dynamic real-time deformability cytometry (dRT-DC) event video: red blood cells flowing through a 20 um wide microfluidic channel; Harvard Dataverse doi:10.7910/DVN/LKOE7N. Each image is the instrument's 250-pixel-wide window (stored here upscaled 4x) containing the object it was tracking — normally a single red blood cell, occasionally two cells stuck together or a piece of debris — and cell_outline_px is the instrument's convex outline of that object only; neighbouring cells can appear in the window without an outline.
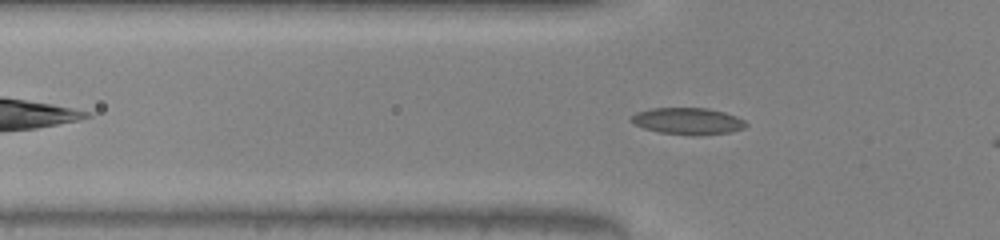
{"species": "common noctule bat (a hibernating species)", "species_latin": "Nyctalus noctula", "temperature_condition": "warm", "stored_images_in_passage": 36, "camera_frame_rate_fps": 3000, "um_per_image_px": 0.085, "animal": {"sex": "male", "body_mass_g": 20.0, "forearm_length_mm": 53.3}, "frame": {"image": 1, "passage_image": 9, "time_ms": 2.667, "image_size_px": [1000, 240], "cell_outline_px": [[748, 124], [744, 128], [732, 132], [696, 136], [692, 136], [660, 132], [644, 128], [628, 120], [636, 112], [652, 108], [708, 108], [724, 112], [736, 116], [744, 120]], "centroid_in_image_um": [58.49, 10.3], "position_along_channel_um": 67.3, "area_um2": 17.98}}
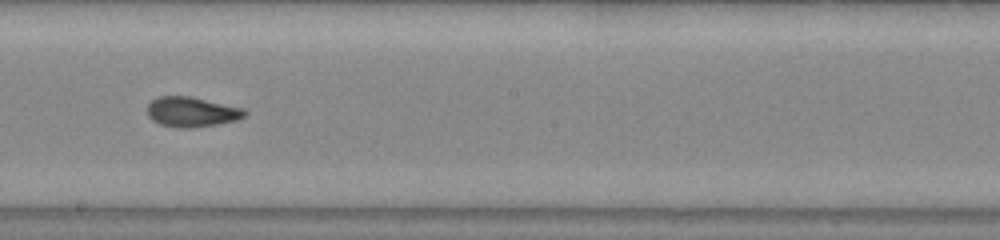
{"frame": {"image": 2, "passage_image": 21, "time_ms": 6.667, "image_size_px": [1000, 240], "cell_outline_px": [[248, 112], [244, 116], [236, 120], [216, 124], [192, 128], [180, 128], [160, 124], [152, 120], [148, 116], [148, 104], [156, 96], [192, 96], [244, 108]], "centroid_in_image_um": [16.29, 9.5], "position_along_channel_um": 231.9, "area_um2": 17.11}}
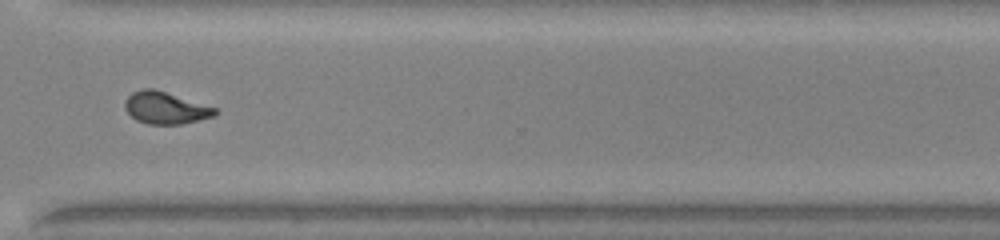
{"frame": {"image": 3, "passage_image": 30, "time_ms": 9.667, "image_size_px": [1000, 240], "cell_outline_px": [[220, 112], [216, 116], [180, 124], [148, 124], [136, 120], [124, 108], [124, 100], [132, 92], [144, 88], [152, 88], [216, 108]], "centroid_in_image_um": [14.06, 9.18], "position_along_channel_um": 356.5, "area_um2": 16.7}}